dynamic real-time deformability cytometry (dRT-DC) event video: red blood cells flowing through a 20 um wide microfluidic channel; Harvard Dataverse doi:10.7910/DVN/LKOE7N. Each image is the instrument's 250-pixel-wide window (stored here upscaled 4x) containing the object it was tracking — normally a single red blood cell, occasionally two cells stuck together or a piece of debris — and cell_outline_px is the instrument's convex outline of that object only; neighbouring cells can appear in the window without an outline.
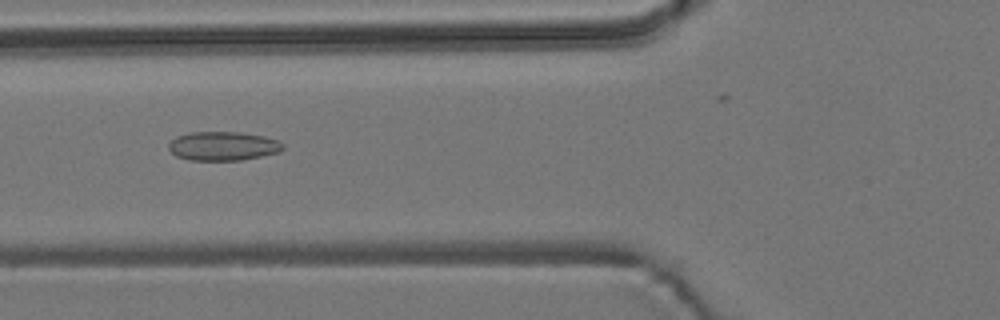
{"species": "common noctule bat (a hibernating species)", "species_latin": "Nyctalus noctula", "temperature_condition": "room temperature", "stored_images_in_passage": 47, "camera_frame_rate_fps": 3000, "um_per_image_px": 0.085, "animal": {"sex": "male", "body_mass_g": 19.2, "forearm_length_mm": 51.8}, "frame": {"image": 1, "passage_image": 21, "time_ms": 6.667, "image_size_px": [1000, 320], "cell_outline_px": [[284, 148], [280, 152], [240, 160], [188, 160], [176, 156], [168, 148], [168, 144], [176, 136], [188, 132], [240, 132], [264, 136], [276, 140], [284, 144]], "centroid_in_image_um": [18.94, 12.41], "position_along_channel_um": 106.9, "area_um2": 19.31}}
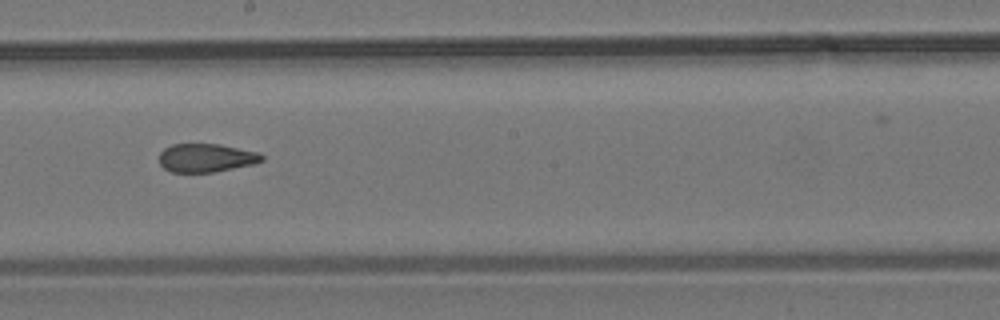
{"frame": {"image": 2, "passage_image": 31, "time_ms": 10.0, "image_size_px": [1000, 320], "cell_outline_px": [[264, 160], [252, 164], [212, 172], [172, 172], [164, 168], [160, 164], [160, 152], [164, 148], [172, 144], [220, 144], [260, 152], [264, 156]], "centroid_in_image_um": [17.53, 13.4], "position_along_channel_um": 230.7, "area_um2": 16.99}}
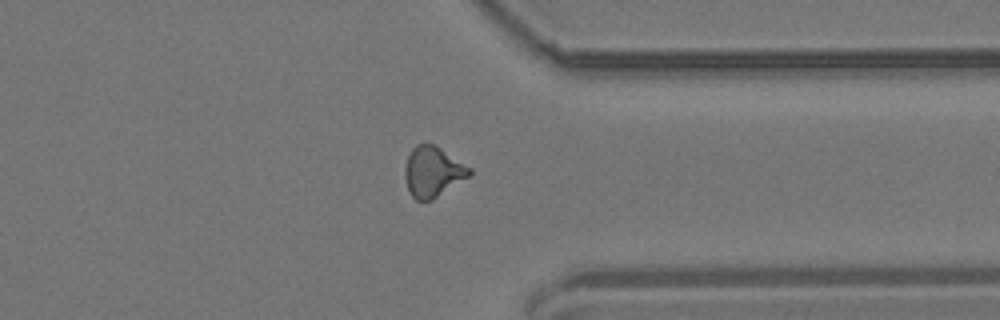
{"frame": {"image": 3, "passage_image": 43, "time_ms": 14.0, "image_size_px": [1000, 320], "cell_outline_px": [[472, 172], [468, 176], [432, 200], [416, 200], [412, 196], [408, 188], [404, 176], [404, 168], [408, 156], [412, 148], [416, 144], [432, 144], [440, 148], [472, 168]], "centroid_in_image_um": [36.77, 14.59], "position_along_channel_um": 374.6, "area_um2": 18.67}}